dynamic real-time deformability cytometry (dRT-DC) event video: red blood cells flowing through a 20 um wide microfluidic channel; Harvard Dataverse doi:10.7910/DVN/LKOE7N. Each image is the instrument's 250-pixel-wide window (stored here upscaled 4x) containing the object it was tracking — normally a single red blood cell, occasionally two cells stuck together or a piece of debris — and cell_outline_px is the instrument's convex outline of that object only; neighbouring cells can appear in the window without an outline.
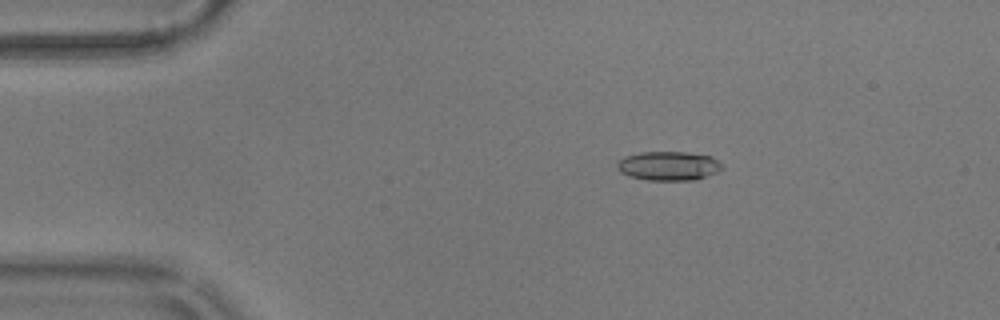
{"species": "common noctule bat (a hibernating species)", "species_latin": "Nyctalus noctula", "temperature_condition": "warm", "stored_images_in_passage": 36, "camera_frame_rate_fps": 3000, "um_per_image_px": 0.085, "animal": {"sex": "male", "body_mass_g": 17.9}, "frame": {"image": 1, "passage_image": 2, "time_ms": 0.333, "image_size_px": [1000, 320], "cell_outline_px": [[724, 168], [716, 172], [696, 180], [648, 180], [628, 176], [620, 172], [616, 168], [616, 164], [624, 156], [640, 152], [688, 152], [712, 156], [724, 164]], "centroid_in_image_um": [56.84, 14.09], "position_along_channel_um": 28.2, "area_um2": 18.03}}
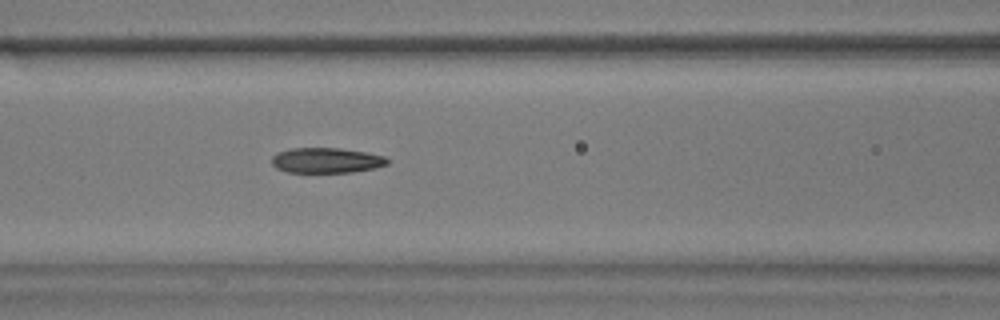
{"frame": {"image": 2, "passage_image": 16, "time_ms": 5.0, "image_size_px": [1000, 320], "cell_outline_px": [[388, 164], [376, 168], [352, 172], [288, 172], [276, 168], [272, 164], [272, 156], [276, 152], [292, 148], [340, 148], [368, 152], [384, 156], [388, 160]], "centroid_in_image_um": [27.74, 13.62], "position_along_channel_um": 138.9, "area_um2": 17.11}}
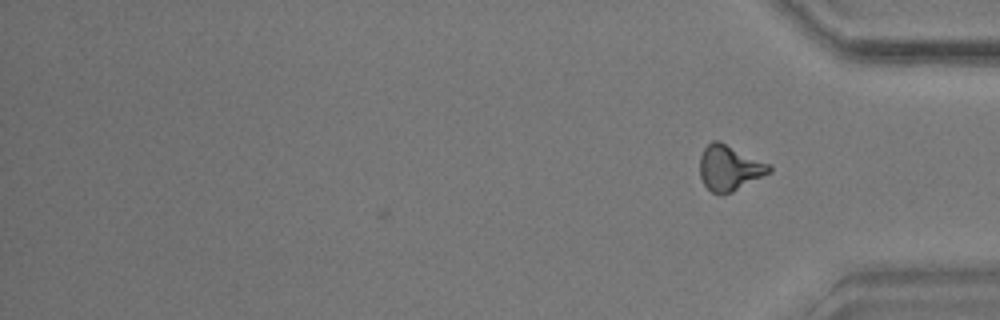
{"frame": {"image": 3, "passage_image": 36, "time_ms": 11.667, "image_size_px": [1000, 320], "cell_outline_px": [[772, 172], [732, 192], [720, 196], [712, 192], [704, 184], [700, 176], [700, 156], [704, 148], [712, 140], [720, 140], [772, 164]], "centroid_in_image_um": [62.03, 14.26], "position_along_channel_um": 373.2, "area_um2": 18.79}, "authors_computed_cell_mechanics": {"area_um2": 17.5712, "velocity_mm_per_s": 3.5656, "shape_relaxation_time_tau1_ms": 8.8588, "shape_relaxation_time_tau2_ms": 2.9353, "deformation_change_tau1": 0.2171, "deformation_change_tau2": 0.1159}}